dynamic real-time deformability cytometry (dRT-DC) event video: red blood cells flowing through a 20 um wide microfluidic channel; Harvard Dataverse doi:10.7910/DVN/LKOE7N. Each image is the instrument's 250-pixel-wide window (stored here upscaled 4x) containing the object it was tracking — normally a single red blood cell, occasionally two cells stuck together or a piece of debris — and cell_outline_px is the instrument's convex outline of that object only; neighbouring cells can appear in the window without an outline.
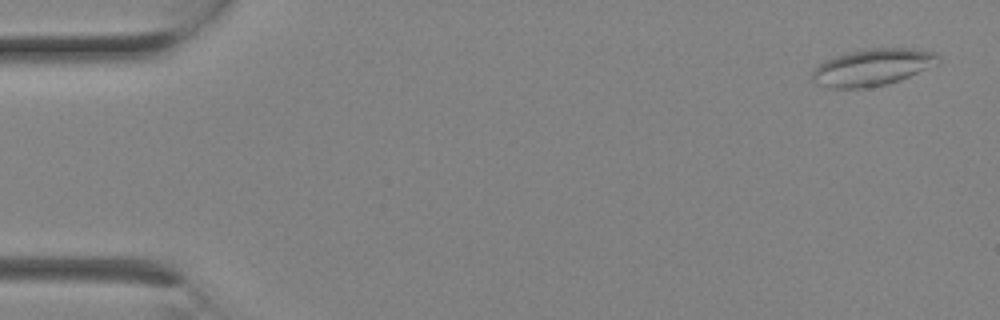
{"species": "Egyptian fruit bat (a non-hibernating species)", "species_latin": "Rousettus aegyptiacus", "temperature_condition": "room temperature", "stored_images_in_passage": 2, "camera_frame_rate_fps": 3000, "um_per_image_px": 0.085, "animal": {"sex": "female"}, "frame": {"image": 1, "passage_image": 1, "time_ms": 0.0, "image_size_px": [1000, 320], "cell_outline_px": [[940, 64], [900, 80], [884, 84], [860, 88], [828, 88], [816, 84], [812, 80], [812, 72], [824, 60], [836, 56], [852, 52], [872, 48], [908, 48], [936, 52], [940, 56]], "centroid_in_image_um": [74.2, 5.72], "position_along_channel_um": 10.8, "area_um2": 26.99}}